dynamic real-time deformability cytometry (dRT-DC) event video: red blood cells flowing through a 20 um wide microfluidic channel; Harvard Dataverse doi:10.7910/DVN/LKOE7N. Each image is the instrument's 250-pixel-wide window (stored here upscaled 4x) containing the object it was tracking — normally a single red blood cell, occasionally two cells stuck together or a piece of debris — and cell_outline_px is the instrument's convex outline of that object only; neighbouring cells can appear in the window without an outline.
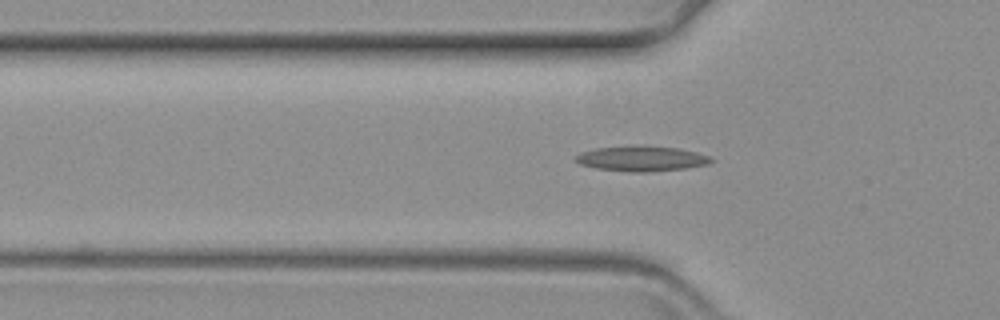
{"species": "common noctule bat (a hibernating species)", "species_latin": "Nyctalus noctula", "temperature_condition": "warm", "stored_images_in_passage": 41, "camera_frame_rate_fps": 3000, "um_per_image_px": 0.085, "animal": {"sex": "female", "body_mass_g": 19.3, "forearm_length_mm": 54.1}, "frame": {"image": 1, "passage_image": 5, "time_ms": 1.333, "image_size_px": [1000, 320], "cell_outline_px": [[712, 160], [708, 164], [684, 168], [648, 172], [628, 172], [596, 168], [580, 164], [576, 160], [576, 156], [580, 152], [596, 148], [680, 148], [696, 152], [708, 156]], "centroid_in_image_um": [54.52, 13.52], "position_along_channel_um": 71.3, "area_um2": 18.84}}
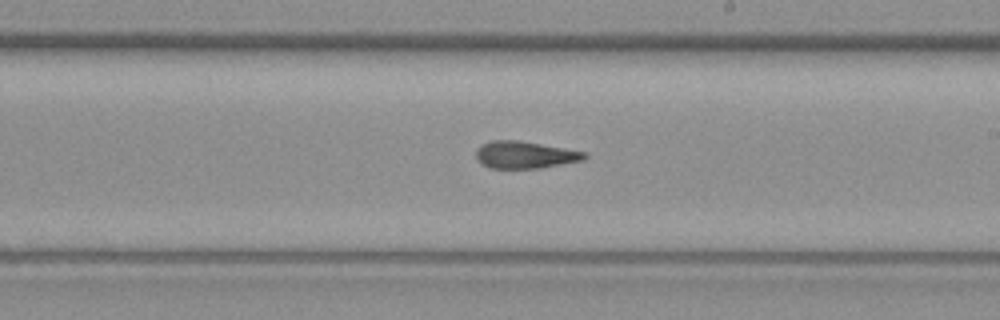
{"frame": {"image": 2, "passage_image": 20, "time_ms": 6.333, "image_size_px": [1000, 320], "cell_outline_px": [[588, 156], [584, 160], [540, 168], [488, 168], [476, 160], [476, 148], [492, 140], [516, 140], [588, 152]], "centroid_in_image_um": [44.62, 13.17], "position_along_channel_um": 244.4, "area_um2": 17.17}}
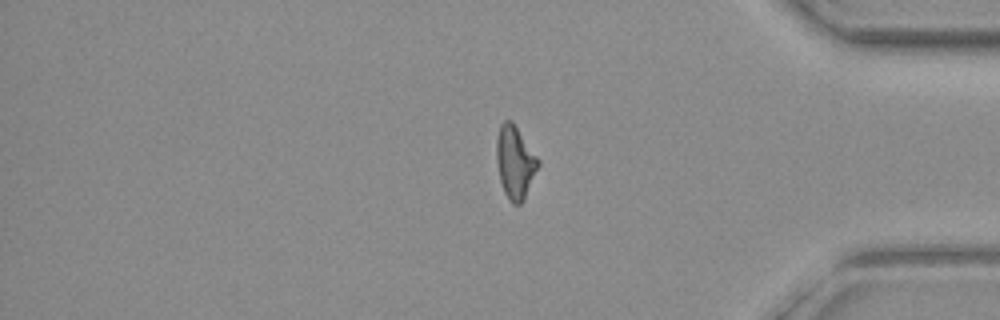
{"frame": {"image": 3, "passage_image": 35, "time_ms": 11.333, "image_size_px": [1000, 320], "cell_outline_px": [[540, 164], [524, 200], [520, 204], [512, 204], [508, 200], [504, 192], [500, 180], [496, 160], [496, 140], [500, 124], [504, 120], [512, 120], [540, 160]], "centroid_in_image_um": [43.78, 13.79], "position_along_channel_um": 391.4, "area_um2": 17.86}}